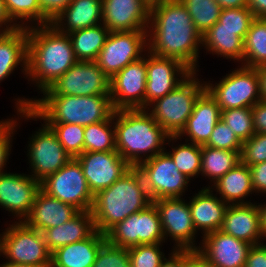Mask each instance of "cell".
<instances>
[{
    "mask_svg": "<svg viewBox=\"0 0 266 267\" xmlns=\"http://www.w3.org/2000/svg\"><path fill=\"white\" fill-rule=\"evenodd\" d=\"M242 65L257 68L266 65V18H255L244 39Z\"/></svg>",
    "mask_w": 266,
    "mask_h": 267,
    "instance_id": "35",
    "label": "cell"
},
{
    "mask_svg": "<svg viewBox=\"0 0 266 267\" xmlns=\"http://www.w3.org/2000/svg\"><path fill=\"white\" fill-rule=\"evenodd\" d=\"M221 120L231 128L242 143L255 134L250 107L221 110Z\"/></svg>",
    "mask_w": 266,
    "mask_h": 267,
    "instance_id": "40",
    "label": "cell"
},
{
    "mask_svg": "<svg viewBox=\"0 0 266 267\" xmlns=\"http://www.w3.org/2000/svg\"><path fill=\"white\" fill-rule=\"evenodd\" d=\"M102 9V0H71L51 24L64 34L93 27L102 23Z\"/></svg>",
    "mask_w": 266,
    "mask_h": 267,
    "instance_id": "27",
    "label": "cell"
},
{
    "mask_svg": "<svg viewBox=\"0 0 266 267\" xmlns=\"http://www.w3.org/2000/svg\"><path fill=\"white\" fill-rule=\"evenodd\" d=\"M142 174L151 200L183 198L191 180L181 173L171 156L163 151L136 167Z\"/></svg>",
    "mask_w": 266,
    "mask_h": 267,
    "instance_id": "9",
    "label": "cell"
},
{
    "mask_svg": "<svg viewBox=\"0 0 266 267\" xmlns=\"http://www.w3.org/2000/svg\"><path fill=\"white\" fill-rule=\"evenodd\" d=\"M17 28L6 12L4 1L0 0V32H9Z\"/></svg>",
    "mask_w": 266,
    "mask_h": 267,
    "instance_id": "53",
    "label": "cell"
},
{
    "mask_svg": "<svg viewBox=\"0 0 266 267\" xmlns=\"http://www.w3.org/2000/svg\"><path fill=\"white\" fill-rule=\"evenodd\" d=\"M92 267H131L128 248L113 246L106 242L99 249Z\"/></svg>",
    "mask_w": 266,
    "mask_h": 267,
    "instance_id": "44",
    "label": "cell"
},
{
    "mask_svg": "<svg viewBox=\"0 0 266 267\" xmlns=\"http://www.w3.org/2000/svg\"><path fill=\"white\" fill-rule=\"evenodd\" d=\"M222 9L247 7V0H215Z\"/></svg>",
    "mask_w": 266,
    "mask_h": 267,
    "instance_id": "55",
    "label": "cell"
},
{
    "mask_svg": "<svg viewBox=\"0 0 266 267\" xmlns=\"http://www.w3.org/2000/svg\"><path fill=\"white\" fill-rule=\"evenodd\" d=\"M0 233V256L5 262L51 267V252L43 233L23 221L13 222Z\"/></svg>",
    "mask_w": 266,
    "mask_h": 267,
    "instance_id": "7",
    "label": "cell"
},
{
    "mask_svg": "<svg viewBox=\"0 0 266 267\" xmlns=\"http://www.w3.org/2000/svg\"><path fill=\"white\" fill-rule=\"evenodd\" d=\"M220 230L251 245L265 241L258 203L228 205Z\"/></svg>",
    "mask_w": 266,
    "mask_h": 267,
    "instance_id": "22",
    "label": "cell"
},
{
    "mask_svg": "<svg viewBox=\"0 0 266 267\" xmlns=\"http://www.w3.org/2000/svg\"><path fill=\"white\" fill-rule=\"evenodd\" d=\"M145 109L181 84L192 71L180 61L146 53Z\"/></svg>",
    "mask_w": 266,
    "mask_h": 267,
    "instance_id": "17",
    "label": "cell"
},
{
    "mask_svg": "<svg viewBox=\"0 0 266 267\" xmlns=\"http://www.w3.org/2000/svg\"><path fill=\"white\" fill-rule=\"evenodd\" d=\"M95 231L91 211H80L69 221L60 226L44 230L43 236L48 250L52 253L57 248L88 238Z\"/></svg>",
    "mask_w": 266,
    "mask_h": 267,
    "instance_id": "29",
    "label": "cell"
},
{
    "mask_svg": "<svg viewBox=\"0 0 266 267\" xmlns=\"http://www.w3.org/2000/svg\"><path fill=\"white\" fill-rule=\"evenodd\" d=\"M190 14L196 29L203 35L220 17L221 6L215 0H180Z\"/></svg>",
    "mask_w": 266,
    "mask_h": 267,
    "instance_id": "38",
    "label": "cell"
},
{
    "mask_svg": "<svg viewBox=\"0 0 266 267\" xmlns=\"http://www.w3.org/2000/svg\"><path fill=\"white\" fill-rule=\"evenodd\" d=\"M0 267H43V266L3 262L2 264H0Z\"/></svg>",
    "mask_w": 266,
    "mask_h": 267,
    "instance_id": "58",
    "label": "cell"
},
{
    "mask_svg": "<svg viewBox=\"0 0 266 267\" xmlns=\"http://www.w3.org/2000/svg\"><path fill=\"white\" fill-rule=\"evenodd\" d=\"M146 54L128 64L110 79V97L115 111L145 109Z\"/></svg>",
    "mask_w": 266,
    "mask_h": 267,
    "instance_id": "16",
    "label": "cell"
},
{
    "mask_svg": "<svg viewBox=\"0 0 266 267\" xmlns=\"http://www.w3.org/2000/svg\"><path fill=\"white\" fill-rule=\"evenodd\" d=\"M71 2V0H39L43 14L52 22Z\"/></svg>",
    "mask_w": 266,
    "mask_h": 267,
    "instance_id": "49",
    "label": "cell"
},
{
    "mask_svg": "<svg viewBox=\"0 0 266 267\" xmlns=\"http://www.w3.org/2000/svg\"><path fill=\"white\" fill-rule=\"evenodd\" d=\"M47 124L72 158H76L84 152V126L71 123Z\"/></svg>",
    "mask_w": 266,
    "mask_h": 267,
    "instance_id": "39",
    "label": "cell"
},
{
    "mask_svg": "<svg viewBox=\"0 0 266 267\" xmlns=\"http://www.w3.org/2000/svg\"><path fill=\"white\" fill-rule=\"evenodd\" d=\"M204 47V48H203ZM202 48L209 54L226 58L242 65L244 40L237 31L229 29H208L202 35Z\"/></svg>",
    "mask_w": 266,
    "mask_h": 267,
    "instance_id": "31",
    "label": "cell"
},
{
    "mask_svg": "<svg viewBox=\"0 0 266 267\" xmlns=\"http://www.w3.org/2000/svg\"><path fill=\"white\" fill-rule=\"evenodd\" d=\"M240 157L247 166L266 161V133H255L243 142Z\"/></svg>",
    "mask_w": 266,
    "mask_h": 267,
    "instance_id": "46",
    "label": "cell"
},
{
    "mask_svg": "<svg viewBox=\"0 0 266 267\" xmlns=\"http://www.w3.org/2000/svg\"><path fill=\"white\" fill-rule=\"evenodd\" d=\"M109 32L101 23L69 33L76 59L78 61H95Z\"/></svg>",
    "mask_w": 266,
    "mask_h": 267,
    "instance_id": "33",
    "label": "cell"
},
{
    "mask_svg": "<svg viewBox=\"0 0 266 267\" xmlns=\"http://www.w3.org/2000/svg\"><path fill=\"white\" fill-rule=\"evenodd\" d=\"M191 197L188 205L196 232L202 230L201 237H204L208 233L220 230L228 204L214 194L210 187L203 186Z\"/></svg>",
    "mask_w": 266,
    "mask_h": 267,
    "instance_id": "24",
    "label": "cell"
},
{
    "mask_svg": "<svg viewBox=\"0 0 266 267\" xmlns=\"http://www.w3.org/2000/svg\"><path fill=\"white\" fill-rule=\"evenodd\" d=\"M260 77L261 99L266 101V65L257 67Z\"/></svg>",
    "mask_w": 266,
    "mask_h": 267,
    "instance_id": "56",
    "label": "cell"
},
{
    "mask_svg": "<svg viewBox=\"0 0 266 267\" xmlns=\"http://www.w3.org/2000/svg\"><path fill=\"white\" fill-rule=\"evenodd\" d=\"M41 190L48 196L76 207L79 211H91L94 195L85 179L81 164L76 158L41 182Z\"/></svg>",
    "mask_w": 266,
    "mask_h": 267,
    "instance_id": "12",
    "label": "cell"
},
{
    "mask_svg": "<svg viewBox=\"0 0 266 267\" xmlns=\"http://www.w3.org/2000/svg\"><path fill=\"white\" fill-rule=\"evenodd\" d=\"M147 1H149V3L151 4V3H154V2H157V1H160V0H147Z\"/></svg>",
    "mask_w": 266,
    "mask_h": 267,
    "instance_id": "59",
    "label": "cell"
},
{
    "mask_svg": "<svg viewBox=\"0 0 266 267\" xmlns=\"http://www.w3.org/2000/svg\"><path fill=\"white\" fill-rule=\"evenodd\" d=\"M116 151L132 167L165 151L170 136L146 109L114 111Z\"/></svg>",
    "mask_w": 266,
    "mask_h": 267,
    "instance_id": "4",
    "label": "cell"
},
{
    "mask_svg": "<svg viewBox=\"0 0 266 267\" xmlns=\"http://www.w3.org/2000/svg\"><path fill=\"white\" fill-rule=\"evenodd\" d=\"M171 249L170 254L160 267H185V250Z\"/></svg>",
    "mask_w": 266,
    "mask_h": 267,
    "instance_id": "52",
    "label": "cell"
},
{
    "mask_svg": "<svg viewBox=\"0 0 266 267\" xmlns=\"http://www.w3.org/2000/svg\"><path fill=\"white\" fill-rule=\"evenodd\" d=\"M247 7L255 18H266V0H247Z\"/></svg>",
    "mask_w": 266,
    "mask_h": 267,
    "instance_id": "54",
    "label": "cell"
},
{
    "mask_svg": "<svg viewBox=\"0 0 266 267\" xmlns=\"http://www.w3.org/2000/svg\"><path fill=\"white\" fill-rule=\"evenodd\" d=\"M28 33L27 28L0 32V83L22 67L21 73L27 78ZM16 68V69H15Z\"/></svg>",
    "mask_w": 266,
    "mask_h": 267,
    "instance_id": "28",
    "label": "cell"
},
{
    "mask_svg": "<svg viewBox=\"0 0 266 267\" xmlns=\"http://www.w3.org/2000/svg\"><path fill=\"white\" fill-rule=\"evenodd\" d=\"M19 118L46 123H71L87 126L113 116L109 95L72 96L42 95L41 98H15Z\"/></svg>",
    "mask_w": 266,
    "mask_h": 267,
    "instance_id": "2",
    "label": "cell"
},
{
    "mask_svg": "<svg viewBox=\"0 0 266 267\" xmlns=\"http://www.w3.org/2000/svg\"><path fill=\"white\" fill-rule=\"evenodd\" d=\"M107 242L95 230L88 238L57 248L51 253V267H92L99 249Z\"/></svg>",
    "mask_w": 266,
    "mask_h": 267,
    "instance_id": "26",
    "label": "cell"
},
{
    "mask_svg": "<svg viewBox=\"0 0 266 267\" xmlns=\"http://www.w3.org/2000/svg\"><path fill=\"white\" fill-rule=\"evenodd\" d=\"M76 159L93 195L110 187L132 167L116 150L83 152Z\"/></svg>",
    "mask_w": 266,
    "mask_h": 267,
    "instance_id": "18",
    "label": "cell"
},
{
    "mask_svg": "<svg viewBox=\"0 0 266 267\" xmlns=\"http://www.w3.org/2000/svg\"><path fill=\"white\" fill-rule=\"evenodd\" d=\"M148 52L147 30L109 32L95 62L111 79L128 64Z\"/></svg>",
    "mask_w": 266,
    "mask_h": 267,
    "instance_id": "11",
    "label": "cell"
},
{
    "mask_svg": "<svg viewBox=\"0 0 266 267\" xmlns=\"http://www.w3.org/2000/svg\"><path fill=\"white\" fill-rule=\"evenodd\" d=\"M245 267H266V243L262 242L251 246Z\"/></svg>",
    "mask_w": 266,
    "mask_h": 267,
    "instance_id": "48",
    "label": "cell"
},
{
    "mask_svg": "<svg viewBox=\"0 0 266 267\" xmlns=\"http://www.w3.org/2000/svg\"><path fill=\"white\" fill-rule=\"evenodd\" d=\"M147 33L150 53L176 59L192 72H199L202 35L180 0L151 3Z\"/></svg>",
    "mask_w": 266,
    "mask_h": 267,
    "instance_id": "1",
    "label": "cell"
},
{
    "mask_svg": "<svg viewBox=\"0 0 266 267\" xmlns=\"http://www.w3.org/2000/svg\"><path fill=\"white\" fill-rule=\"evenodd\" d=\"M147 0H102V24L110 32L148 30Z\"/></svg>",
    "mask_w": 266,
    "mask_h": 267,
    "instance_id": "20",
    "label": "cell"
},
{
    "mask_svg": "<svg viewBox=\"0 0 266 267\" xmlns=\"http://www.w3.org/2000/svg\"><path fill=\"white\" fill-rule=\"evenodd\" d=\"M163 245V243L140 244L128 248L131 267H160L167 258L161 249Z\"/></svg>",
    "mask_w": 266,
    "mask_h": 267,
    "instance_id": "42",
    "label": "cell"
},
{
    "mask_svg": "<svg viewBox=\"0 0 266 267\" xmlns=\"http://www.w3.org/2000/svg\"><path fill=\"white\" fill-rule=\"evenodd\" d=\"M3 1L9 18L18 28L51 24V21L43 14L39 0Z\"/></svg>",
    "mask_w": 266,
    "mask_h": 267,
    "instance_id": "36",
    "label": "cell"
},
{
    "mask_svg": "<svg viewBox=\"0 0 266 267\" xmlns=\"http://www.w3.org/2000/svg\"><path fill=\"white\" fill-rule=\"evenodd\" d=\"M15 111L17 118L13 115L15 119L12 117L11 119L0 120V175L5 172L7 160H9L10 152H12L13 137L17 132V128L20 127L18 123L21 120L19 118V109Z\"/></svg>",
    "mask_w": 266,
    "mask_h": 267,
    "instance_id": "43",
    "label": "cell"
},
{
    "mask_svg": "<svg viewBox=\"0 0 266 267\" xmlns=\"http://www.w3.org/2000/svg\"><path fill=\"white\" fill-rule=\"evenodd\" d=\"M41 183L30 174L4 172L0 175V208L14 215V221H24L29 215Z\"/></svg>",
    "mask_w": 266,
    "mask_h": 267,
    "instance_id": "19",
    "label": "cell"
},
{
    "mask_svg": "<svg viewBox=\"0 0 266 267\" xmlns=\"http://www.w3.org/2000/svg\"><path fill=\"white\" fill-rule=\"evenodd\" d=\"M258 203L259 213H260V221H261V229H262V235L266 239V203L263 202Z\"/></svg>",
    "mask_w": 266,
    "mask_h": 267,
    "instance_id": "57",
    "label": "cell"
},
{
    "mask_svg": "<svg viewBox=\"0 0 266 267\" xmlns=\"http://www.w3.org/2000/svg\"><path fill=\"white\" fill-rule=\"evenodd\" d=\"M254 19L255 16L248 7L222 9L218 22L209 29L234 30L244 40Z\"/></svg>",
    "mask_w": 266,
    "mask_h": 267,
    "instance_id": "41",
    "label": "cell"
},
{
    "mask_svg": "<svg viewBox=\"0 0 266 267\" xmlns=\"http://www.w3.org/2000/svg\"><path fill=\"white\" fill-rule=\"evenodd\" d=\"M43 95H110V79L95 61H77Z\"/></svg>",
    "mask_w": 266,
    "mask_h": 267,
    "instance_id": "15",
    "label": "cell"
},
{
    "mask_svg": "<svg viewBox=\"0 0 266 267\" xmlns=\"http://www.w3.org/2000/svg\"><path fill=\"white\" fill-rule=\"evenodd\" d=\"M105 236L109 244L122 248L165 243L160 216L153 202L116 224Z\"/></svg>",
    "mask_w": 266,
    "mask_h": 267,
    "instance_id": "10",
    "label": "cell"
},
{
    "mask_svg": "<svg viewBox=\"0 0 266 267\" xmlns=\"http://www.w3.org/2000/svg\"><path fill=\"white\" fill-rule=\"evenodd\" d=\"M177 140H180L177 136H169L166 145L171 149L169 152L165 150L173 159L178 170L186 175L189 179L197 178L201 172V145L183 142L178 145H173ZM172 142V145H170ZM174 142V143H173ZM171 150V151H170ZM195 177V178H194Z\"/></svg>",
    "mask_w": 266,
    "mask_h": 267,
    "instance_id": "34",
    "label": "cell"
},
{
    "mask_svg": "<svg viewBox=\"0 0 266 267\" xmlns=\"http://www.w3.org/2000/svg\"><path fill=\"white\" fill-rule=\"evenodd\" d=\"M241 151L215 149L205 145L201 146V172L200 175L210 180L211 187L229 170L241 162Z\"/></svg>",
    "mask_w": 266,
    "mask_h": 267,
    "instance_id": "32",
    "label": "cell"
},
{
    "mask_svg": "<svg viewBox=\"0 0 266 267\" xmlns=\"http://www.w3.org/2000/svg\"><path fill=\"white\" fill-rule=\"evenodd\" d=\"M220 81H205L206 90L217 101L221 110L252 108L261 101L260 77L257 68L237 66Z\"/></svg>",
    "mask_w": 266,
    "mask_h": 267,
    "instance_id": "8",
    "label": "cell"
},
{
    "mask_svg": "<svg viewBox=\"0 0 266 267\" xmlns=\"http://www.w3.org/2000/svg\"><path fill=\"white\" fill-rule=\"evenodd\" d=\"M220 119L221 109L217 101L205 90L196 100L192 114L177 137L182 141L185 136L187 142L205 145Z\"/></svg>",
    "mask_w": 266,
    "mask_h": 267,
    "instance_id": "23",
    "label": "cell"
},
{
    "mask_svg": "<svg viewBox=\"0 0 266 267\" xmlns=\"http://www.w3.org/2000/svg\"><path fill=\"white\" fill-rule=\"evenodd\" d=\"M192 72L173 91L152 102L146 110L170 135L177 136L193 112L196 100L206 90L205 81Z\"/></svg>",
    "mask_w": 266,
    "mask_h": 267,
    "instance_id": "6",
    "label": "cell"
},
{
    "mask_svg": "<svg viewBox=\"0 0 266 267\" xmlns=\"http://www.w3.org/2000/svg\"><path fill=\"white\" fill-rule=\"evenodd\" d=\"M210 188L228 205L252 203L250 199L247 201L254 194L249 166L238 163Z\"/></svg>",
    "mask_w": 266,
    "mask_h": 267,
    "instance_id": "30",
    "label": "cell"
},
{
    "mask_svg": "<svg viewBox=\"0 0 266 267\" xmlns=\"http://www.w3.org/2000/svg\"><path fill=\"white\" fill-rule=\"evenodd\" d=\"M41 127L35 131L28 141L27 157L29 174L38 182L56 173L66 165L71 156L65 151L51 127L43 120Z\"/></svg>",
    "mask_w": 266,
    "mask_h": 267,
    "instance_id": "13",
    "label": "cell"
},
{
    "mask_svg": "<svg viewBox=\"0 0 266 267\" xmlns=\"http://www.w3.org/2000/svg\"><path fill=\"white\" fill-rule=\"evenodd\" d=\"M200 243L197 251L215 267H245L252 246L221 230L208 233Z\"/></svg>",
    "mask_w": 266,
    "mask_h": 267,
    "instance_id": "21",
    "label": "cell"
},
{
    "mask_svg": "<svg viewBox=\"0 0 266 267\" xmlns=\"http://www.w3.org/2000/svg\"><path fill=\"white\" fill-rule=\"evenodd\" d=\"M79 212L76 207L50 197L40 190L35 197L29 215L23 222L30 228L43 232L48 228L62 225Z\"/></svg>",
    "mask_w": 266,
    "mask_h": 267,
    "instance_id": "25",
    "label": "cell"
},
{
    "mask_svg": "<svg viewBox=\"0 0 266 267\" xmlns=\"http://www.w3.org/2000/svg\"><path fill=\"white\" fill-rule=\"evenodd\" d=\"M116 150L114 113L109 119L84 126V152Z\"/></svg>",
    "mask_w": 266,
    "mask_h": 267,
    "instance_id": "37",
    "label": "cell"
},
{
    "mask_svg": "<svg viewBox=\"0 0 266 267\" xmlns=\"http://www.w3.org/2000/svg\"><path fill=\"white\" fill-rule=\"evenodd\" d=\"M185 198H161L153 200L156 206L164 238L172 241L174 250H197L198 233L194 228L191 210ZM196 242V243H195Z\"/></svg>",
    "mask_w": 266,
    "mask_h": 267,
    "instance_id": "14",
    "label": "cell"
},
{
    "mask_svg": "<svg viewBox=\"0 0 266 267\" xmlns=\"http://www.w3.org/2000/svg\"><path fill=\"white\" fill-rule=\"evenodd\" d=\"M253 190L256 193L266 195V161L249 166Z\"/></svg>",
    "mask_w": 266,
    "mask_h": 267,
    "instance_id": "47",
    "label": "cell"
},
{
    "mask_svg": "<svg viewBox=\"0 0 266 267\" xmlns=\"http://www.w3.org/2000/svg\"><path fill=\"white\" fill-rule=\"evenodd\" d=\"M255 133H266V101L261 100L252 107Z\"/></svg>",
    "mask_w": 266,
    "mask_h": 267,
    "instance_id": "50",
    "label": "cell"
},
{
    "mask_svg": "<svg viewBox=\"0 0 266 267\" xmlns=\"http://www.w3.org/2000/svg\"><path fill=\"white\" fill-rule=\"evenodd\" d=\"M27 33V80L34 83L41 94L78 60L70 36L52 24L29 27Z\"/></svg>",
    "mask_w": 266,
    "mask_h": 267,
    "instance_id": "3",
    "label": "cell"
},
{
    "mask_svg": "<svg viewBox=\"0 0 266 267\" xmlns=\"http://www.w3.org/2000/svg\"><path fill=\"white\" fill-rule=\"evenodd\" d=\"M152 203L142 174L131 167L107 189L94 195L91 209L95 230L106 234L129 215L145 209Z\"/></svg>",
    "mask_w": 266,
    "mask_h": 267,
    "instance_id": "5",
    "label": "cell"
},
{
    "mask_svg": "<svg viewBox=\"0 0 266 267\" xmlns=\"http://www.w3.org/2000/svg\"><path fill=\"white\" fill-rule=\"evenodd\" d=\"M185 267H215L197 250H185Z\"/></svg>",
    "mask_w": 266,
    "mask_h": 267,
    "instance_id": "51",
    "label": "cell"
},
{
    "mask_svg": "<svg viewBox=\"0 0 266 267\" xmlns=\"http://www.w3.org/2000/svg\"><path fill=\"white\" fill-rule=\"evenodd\" d=\"M242 144L231 128L220 119L205 146L229 151H241Z\"/></svg>",
    "mask_w": 266,
    "mask_h": 267,
    "instance_id": "45",
    "label": "cell"
}]
</instances>
